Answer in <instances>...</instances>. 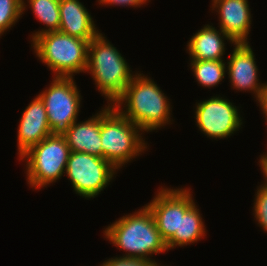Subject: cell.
Wrapping results in <instances>:
<instances>
[{
    "label": "cell",
    "instance_id": "16",
    "mask_svg": "<svg viewBox=\"0 0 267 266\" xmlns=\"http://www.w3.org/2000/svg\"><path fill=\"white\" fill-rule=\"evenodd\" d=\"M70 151L101 157L100 111L86 121H75L63 135Z\"/></svg>",
    "mask_w": 267,
    "mask_h": 266
},
{
    "label": "cell",
    "instance_id": "24",
    "mask_svg": "<svg viewBox=\"0 0 267 266\" xmlns=\"http://www.w3.org/2000/svg\"><path fill=\"white\" fill-rule=\"evenodd\" d=\"M258 162H259L258 164L260 166L261 172L264 176V182H262V183L265 187H267V152H265L264 155L262 154L260 156Z\"/></svg>",
    "mask_w": 267,
    "mask_h": 266
},
{
    "label": "cell",
    "instance_id": "19",
    "mask_svg": "<svg viewBox=\"0 0 267 266\" xmlns=\"http://www.w3.org/2000/svg\"><path fill=\"white\" fill-rule=\"evenodd\" d=\"M226 62L224 60H190V69L200 86H218L226 76Z\"/></svg>",
    "mask_w": 267,
    "mask_h": 266
},
{
    "label": "cell",
    "instance_id": "13",
    "mask_svg": "<svg viewBox=\"0 0 267 266\" xmlns=\"http://www.w3.org/2000/svg\"><path fill=\"white\" fill-rule=\"evenodd\" d=\"M17 130L18 157L51 135L46 108L38 95L23 111Z\"/></svg>",
    "mask_w": 267,
    "mask_h": 266
},
{
    "label": "cell",
    "instance_id": "2",
    "mask_svg": "<svg viewBox=\"0 0 267 266\" xmlns=\"http://www.w3.org/2000/svg\"><path fill=\"white\" fill-rule=\"evenodd\" d=\"M104 229V238L120 251L126 252L121 257L146 259L157 266H165L152 259L154 254H161L168 250L166 242L157 229L155 219L146 205L137 212L120 217Z\"/></svg>",
    "mask_w": 267,
    "mask_h": 266
},
{
    "label": "cell",
    "instance_id": "5",
    "mask_svg": "<svg viewBox=\"0 0 267 266\" xmlns=\"http://www.w3.org/2000/svg\"><path fill=\"white\" fill-rule=\"evenodd\" d=\"M89 41L50 31L31 41V47L42 63L53 72V76L73 77L87 67Z\"/></svg>",
    "mask_w": 267,
    "mask_h": 266
},
{
    "label": "cell",
    "instance_id": "6",
    "mask_svg": "<svg viewBox=\"0 0 267 266\" xmlns=\"http://www.w3.org/2000/svg\"><path fill=\"white\" fill-rule=\"evenodd\" d=\"M70 148L64 136L50 135L19 157L26 163L27 184L32 189L47 188L65 175Z\"/></svg>",
    "mask_w": 267,
    "mask_h": 266
},
{
    "label": "cell",
    "instance_id": "1",
    "mask_svg": "<svg viewBox=\"0 0 267 266\" xmlns=\"http://www.w3.org/2000/svg\"><path fill=\"white\" fill-rule=\"evenodd\" d=\"M169 100L152 78L138 71L113 106L148 133L174 121Z\"/></svg>",
    "mask_w": 267,
    "mask_h": 266
},
{
    "label": "cell",
    "instance_id": "7",
    "mask_svg": "<svg viewBox=\"0 0 267 266\" xmlns=\"http://www.w3.org/2000/svg\"><path fill=\"white\" fill-rule=\"evenodd\" d=\"M74 77L53 76L38 96L46 108L51 135L63 136L78 119L82 96Z\"/></svg>",
    "mask_w": 267,
    "mask_h": 266
},
{
    "label": "cell",
    "instance_id": "21",
    "mask_svg": "<svg viewBox=\"0 0 267 266\" xmlns=\"http://www.w3.org/2000/svg\"><path fill=\"white\" fill-rule=\"evenodd\" d=\"M257 187L252 208L253 215L259 227L267 232V187L263 184Z\"/></svg>",
    "mask_w": 267,
    "mask_h": 266
},
{
    "label": "cell",
    "instance_id": "15",
    "mask_svg": "<svg viewBox=\"0 0 267 266\" xmlns=\"http://www.w3.org/2000/svg\"><path fill=\"white\" fill-rule=\"evenodd\" d=\"M235 43L219 28L218 30L210 25H204L198 30L187 43L186 51L190 55V60H224L225 44Z\"/></svg>",
    "mask_w": 267,
    "mask_h": 266
},
{
    "label": "cell",
    "instance_id": "4",
    "mask_svg": "<svg viewBox=\"0 0 267 266\" xmlns=\"http://www.w3.org/2000/svg\"><path fill=\"white\" fill-rule=\"evenodd\" d=\"M144 132L123 116L113 105L100 111L101 158L117 170L144 153L147 147ZM144 139V140H143ZM132 160V161H131Z\"/></svg>",
    "mask_w": 267,
    "mask_h": 266
},
{
    "label": "cell",
    "instance_id": "12",
    "mask_svg": "<svg viewBox=\"0 0 267 266\" xmlns=\"http://www.w3.org/2000/svg\"><path fill=\"white\" fill-rule=\"evenodd\" d=\"M219 28L235 43H250L252 17L248 0H211Z\"/></svg>",
    "mask_w": 267,
    "mask_h": 266
},
{
    "label": "cell",
    "instance_id": "9",
    "mask_svg": "<svg viewBox=\"0 0 267 266\" xmlns=\"http://www.w3.org/2000/svg\"><path fill=\"white\" fill-rule=\"evenodd\" d=\"M195 108V123L207 138L224 140L243 126L239 107L220 95L196 102Z\"/></svg>",
    "mask_w": 267,
    "mask_h": 266
},
{
    "label": "cell",
    "instance_id": "14",
    "mask_svg": "<svg viewBox=\"0 0 267 266\" xmlns=\"http://www.w3.org/2000/svg\"><path fill=\"white\" fill-rule=\"evenodd\" d=\"M59 12L60 32L89 42L100 33L91 14L79 0H60Z\"/></svg>",
    "mask_w": 267,
    "mask_h": 266
},
{
    "label": "cell",
    "instance_id": "18",
    "mask_svg": "<svg viewBox=\"0 0 267 266\" xmlns=\"http://www.w3.org/2000/svg\"><path fill=\"white\" fill-rule=\"evenodd\" d=\"M23 1V14L26 11V7L29 6L32 13L37 20L43 23L46 28H42L30 35V41L35 37L50 31H59L60 28V12L59 3L60 0H22ZM27 1V2H26ZM28 4H26V3ZM32 38V39H31Z\"/></svg>",
    "mask_w": 267,
    "mask_h": 266
},
{
    "label": "cell",
    "instance_id": "20",
    "mask_svg": "<svg viewBox=\"0 0 267 266\" xmlns=\"http://www.w3.org/2000/svg\"><path fill=\"white\" fill-rule=\"evenodd\" d=\"M22 0H0V35L15 26L23 14Z\"/></svg>",
    "mask_w": 267,
    "mask_h": 266
},
{
    "label": "cell",
    "instance_id": "17",
    "mask_svg": "<svg viewBox=\"0 0 267 266\" xmlns=\"http://www.w3.org/2000/svg\"><path fill=\"white\" fill-rule=\"evenodd\" d=\"M198 206L194 203L185 213L181 215L180 235H173L167 242V250L175 247H183L197 243L206 235L204 219L201 216Z\"/></svg>",
    "mask_w": 267,
    "mask_h": 266
},
{
    "label": "cell",
    "instance_id": "3",
    "mask_svg": "<svg viewBox=\"0 0 267 266\" xmlns=\"http://www.w3.org/2000/svg\"><path fill=\"white\" fill-rule=\"evenodd\" d=\"M120 51L100 32L88 46L85 73L91 74L101 96L113 105L124 93L129 82L136 75Z\"/></svg>",
    "mask_w": 267,
    "mask_h": 266
},
{
    "label": "cell",
    "instance_id": "22",
    "mask_svg": "<svg viewBox=\"0 0 267 266\" xmlns=\"http://www.w3.org/2000/svg\"><path fill=\"white\" fill-rule=\"evenodd\" d=\"M100 266H157L154 262L146 259H133L126 257H111L105 260Z\"/></svg>",
    "mask_w": 267,
    "mask_h": 266
},
{
    "label": "cell",
    "instance_id": "8",
    "mask_svg": "<svg viewBox=\"0 0 267 266\" xmlns=\"http://www.w3.org/2000/svg\"><path fill=\"white\" fill-rule=\"evenodd\" d=\"M118 170L106 159L84 152L71 151L65 175L80 197L91 199L101 194Z\"/></svg>",
    "mask_w": 267,
    "mask_h": 266
},
{
    "label": "cell",
    "instance_id": "25",
    "mask_svg": "<svg viewBox=\"0 0 267 266\" xmlns=\"http://www.w3.org/2000/svg\"><path fill=\"white\" fill-rule=\"evenodd\" d=\"M258 103V105L260 106L259 108H261L262 114L264 115L263 117L265 118L267 124V82L265 84L262 97Z\"/></svg>",
    "mask_w": 267,
    "mask_h": 266
},
{
    "label": "cell",
    "instance_id": "11",
    "mask_svg": "<svg viewBox=\"0 0 267 266\" xmlns=\"http://www.w3.org/2000/svg\"><path fill=\"white\" fill-rule=\"evenodd\" d=\"M230 58L226 60V72L231 83V89L249 91L253 93L256 102H259L265 83L259 82L258 66L255 55L249 43H239L233 45Z\"/></svg>",
    "mask_w": 267,
    "mask_h": 266
},
{
    "label": "cell",
    "instance_id": "23",
    "mask_svg": "<svg viewBox=\"0 0 267 266\" xmlns=\"http://www.w3.org/2000/svg\"><path fill=\"white\" fill-rule=\"evenodd\" d=\"M99 5L103 6H123L139 8L143 4H147L150 0H97Z\"/></svg>",
    "mask_w": 267,
    "mask_h": 266
},
{
    "label": "cell",
    "instance_id": "10",
    "mask_svg": "<svg viewBox=\"0 0 267 266\" xmlns=\"http://www.w3.org/2000/svg\"><path fill=\"white\" fill-rule=\"evenodd\" d=\"M159 187L153 199L145 204L151 211L162 239L167 242L180 235L181 215L195 203L192 189Z\"/></svg>",
    "mask_w": 267,
    "mask_h": 266
}]
</instances>
